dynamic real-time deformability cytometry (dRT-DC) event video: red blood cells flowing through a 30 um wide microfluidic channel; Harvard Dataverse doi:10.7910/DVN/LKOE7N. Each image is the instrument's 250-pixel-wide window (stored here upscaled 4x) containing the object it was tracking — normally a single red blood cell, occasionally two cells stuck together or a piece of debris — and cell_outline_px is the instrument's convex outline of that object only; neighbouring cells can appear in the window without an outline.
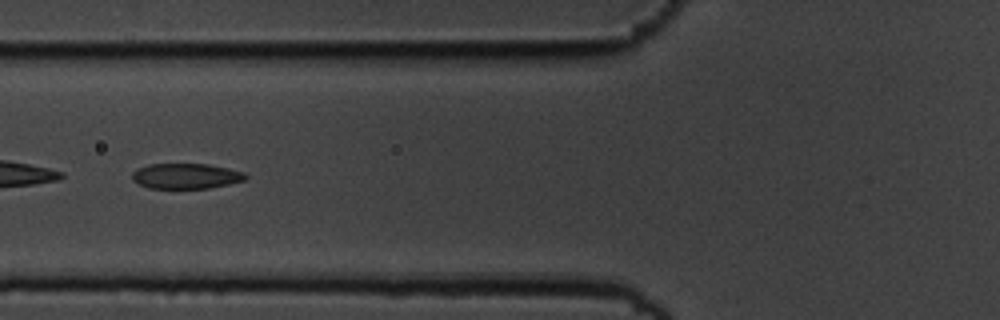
{"species": "common noctule bat (a hibernating species)", "species_latin": "Nyctalus noctula", "temperature_condition": "cold", "stored_images_in_passage": 36, "camera_frame_rate_fps": 3000, "um_per_image_px": 0.085, "animal": {"sex": "male", "body_mass_g": 19.5, "forearm_length_mm": 54.6}, "frame": {"image": 1, "passage_image": 4, "time_ms": 1.0, "image_size_px": [1000, 320], "cell_outline_px": [[248, 176], [244, 180], [228, 184], [208, 188], [148, 188], [132, 180], [132, 172], [136, 168], [148, 164], [208, 164], [228, 168], [244, 172]], "centroid_in_image_um": [15.78, 14.96], "position_along_channel_um": 110.0, "area_um2": 16.76}}
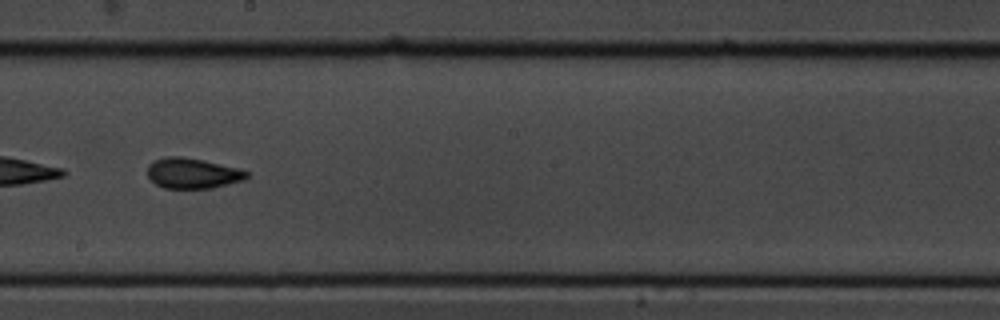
{"frame": {"image": 2, "passage_image": 14, "time_ms": 4.333, "image_size_px": [1000, 320], "cell_outline_px": [[248, 176], [244, 180], [212, 188], [164, 188], [156, 184], [148, 176], [148, 164], [152, 160], [168, 156], [180, 156], [204, 160], [240, 168], [248, 172]], "centroid_in_image_um": [16.37, 14.71], "position_along_channel_um": 231.8, "area_um2": 17.69}}
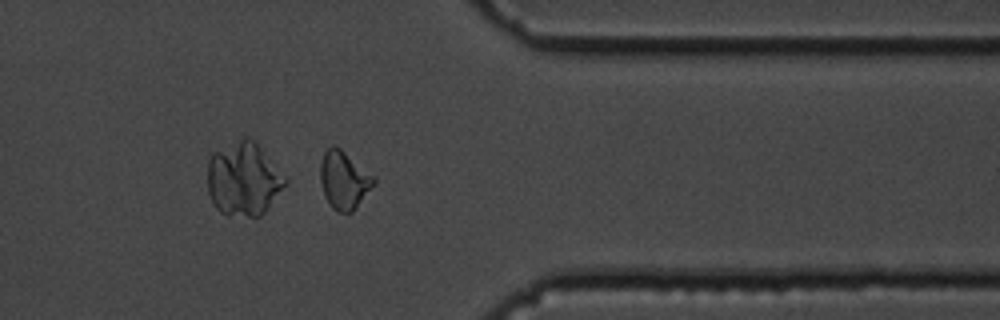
{"frame": {"image": 3, "passage_image": 27, "time_ms": 8.667, "image_size_px": [1000, 320], "cell_outline_px": [[376, 184], [356, 208], [352, 212], [336, 212], [332, 208], [324, 196], [320, 180], [320, 164], [324, 152], [332, 144], [340, 148], [372, 176], [376, 180]], "centroid_in_image_um": [29.22, 15.33], "position_along_channel_um": 382.2, "area_um2": 17.92}, "authors_computed_cell_mechanics": {"area_um2": 17.34, "velocity_mm_per_s": 3.6531, "shape_relaxation_time_tau1_ms": 4.3247, "shape_relaxation_time_tau2_ms": 1.8536, "deformation_change_tau1": 0.127, "deformation_change_tau2": 0.0683}}